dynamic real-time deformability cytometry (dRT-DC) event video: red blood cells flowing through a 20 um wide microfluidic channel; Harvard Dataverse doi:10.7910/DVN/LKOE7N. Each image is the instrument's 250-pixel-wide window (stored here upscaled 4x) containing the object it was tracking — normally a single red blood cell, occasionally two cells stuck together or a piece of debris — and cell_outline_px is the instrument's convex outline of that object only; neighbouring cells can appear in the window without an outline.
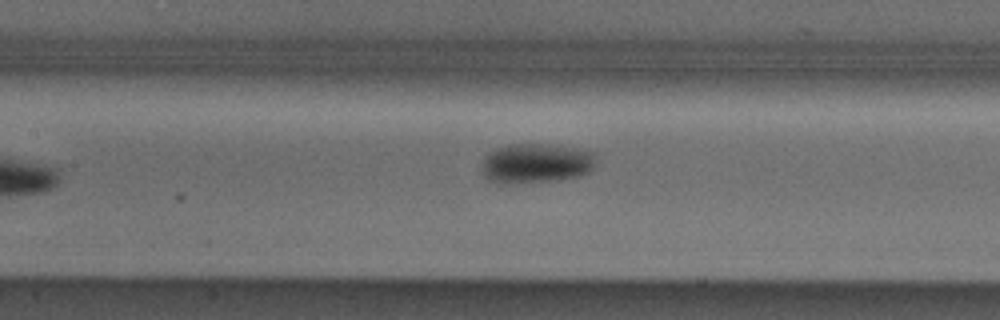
{"species": "Egyptian fruit bat (a non-hibernating species)", "species_latin": "Rousettus aegyptiacus", "temperature_condition": "cold", "stored_images_in_passage": 8, "camera_frame_rate_fps": 3000, "um_per_image_px": 0.085, "animal": {"sex": "male"}, "frame": {"image": 1, "passage_image": 7, "time_ms": 7.333, "image_size_px": [1000, 320], "cell_outline_px": [[596, 168], [580, 176], [556, 180], [504, 184], [496, 184], [488, 180], [480, 172], [484, 156], [488, 152], [496, 148], [508, 144], [556, 144], [596, 152]], "centroid_in_image_um": [45.56, 13.87], "position_along_channel_um": 161.8, "area_um2": 27.22}}
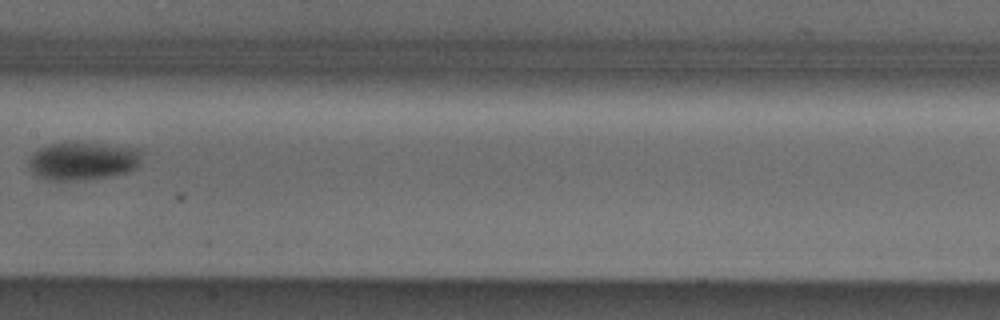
{"frame": {"image": 2, "passage_image": 8, "time_ms": 8.333, "image_size_px": [1000, 320], "cell_outline_px": [[140, 152], [136, 168], [124, 172], [108, 176], [84, 180], [52, 180], [36, 176], [32, 172], [28, 164], [28, 156], [32, 152], [48, 144], [96, 144], [140, 148]], "centroid_in_image_um": [6.96, 13.7], "position_along_channel_um": 200.4, "area_um2": 24.51}}